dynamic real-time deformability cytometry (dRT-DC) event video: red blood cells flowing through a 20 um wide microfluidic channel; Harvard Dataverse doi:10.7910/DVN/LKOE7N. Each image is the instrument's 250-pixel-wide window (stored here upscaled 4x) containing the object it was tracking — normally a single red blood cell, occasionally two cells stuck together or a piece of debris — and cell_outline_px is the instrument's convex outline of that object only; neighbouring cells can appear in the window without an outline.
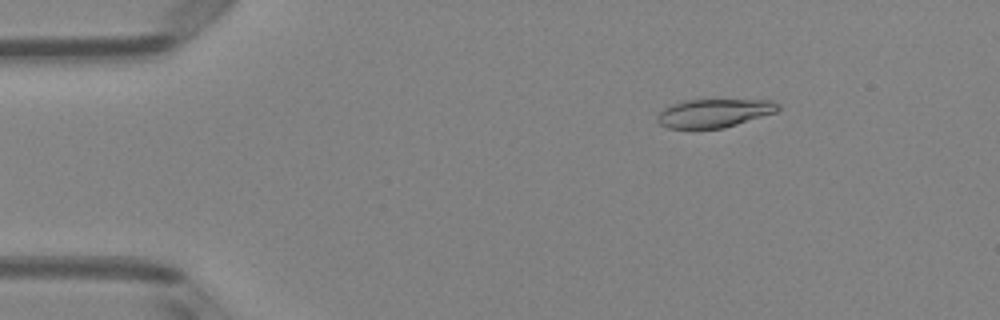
{"species": "Egyptian fruit bat (a non-hibernating species)", "species_latin": "Rousettus aegyptiacus", "temperature_condition": "room temperature", "stored_images_in_passage": 44, "camera_frame_rate_fps": 3000, "um_per_image_px": 0.085, "animal": {"sex": "female"}, "frame": {"image": 1, "passage_image": 1, "time_ms": 0.0, "image_size_px": [1000, 320], "cell_outline_px": [[780, 108], [776, 112], [724, 128], [668, 128], [660, 124], [656, 120], [656, 116], [664, 108], [672, 104], [684, 100], [768, 100], [780, 104]], "centroid_in_image_um": [60.68, 9.61], "position_along_channel_um": 24.3, "area_um2": 19.88}}
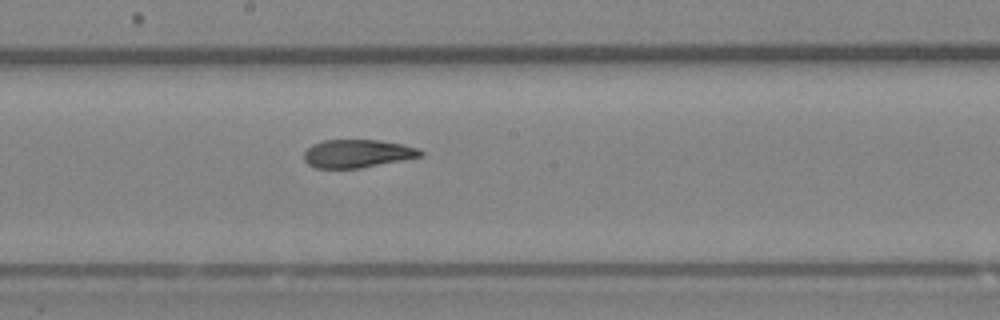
{"frame": {"image": 2, "passage_image": 21, "time_ms": 6.667, "image_size_px": [1000, 320], "cell_outline_px": [[424, 156], [404, 160], [360, 168], [316, 168], [308, 164], [304, 160], [304, 152], [312, 144], [324, 140], [380, 140], [400, 144], [416, 148], [424, 152]], "centroid_in_image_um": [30.38, 13.06], "position_along_channel_um": 217.8, "area_um2": 19.07}}
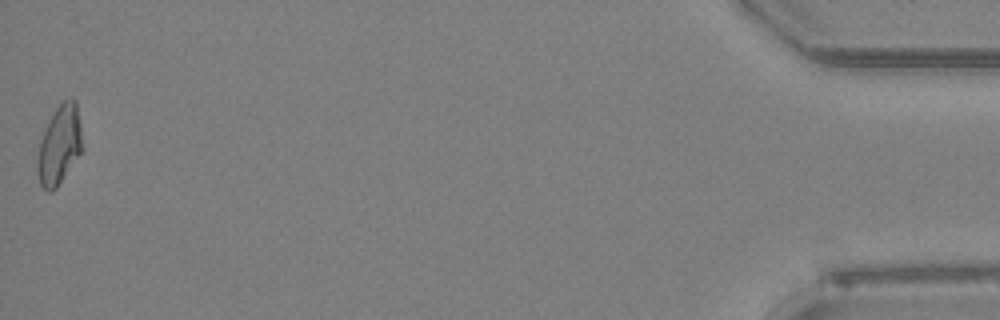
{"frame": {"image": 3, "passage_image": 44, "time_ms": 14.333, "image_size_px": [1000, 320], "cell_outline_px": [[84, 148], [56, 188], [52, 192], [48, 192], [40, 184], [36, 172], [36, 160], [40, 140], [48, 120], [56, 108], [64, 100], [72, 96], [76, 100]], "centroid_in_image_um": [5.04, 12.32], "position_along_channel_um": 430.2, "area_um2": 20.92}, "authors_computed_cell_mechanics": {"area_um2": 20.2878, "velocity_mm_per_s": 3.9976, "shape_relaxation_time_tau1_ms": null, "shape_relaxation_time_tau2_ms": 2.502, "deformation_change_tau1": null, "deformation_change_tau2": 0.0894}}